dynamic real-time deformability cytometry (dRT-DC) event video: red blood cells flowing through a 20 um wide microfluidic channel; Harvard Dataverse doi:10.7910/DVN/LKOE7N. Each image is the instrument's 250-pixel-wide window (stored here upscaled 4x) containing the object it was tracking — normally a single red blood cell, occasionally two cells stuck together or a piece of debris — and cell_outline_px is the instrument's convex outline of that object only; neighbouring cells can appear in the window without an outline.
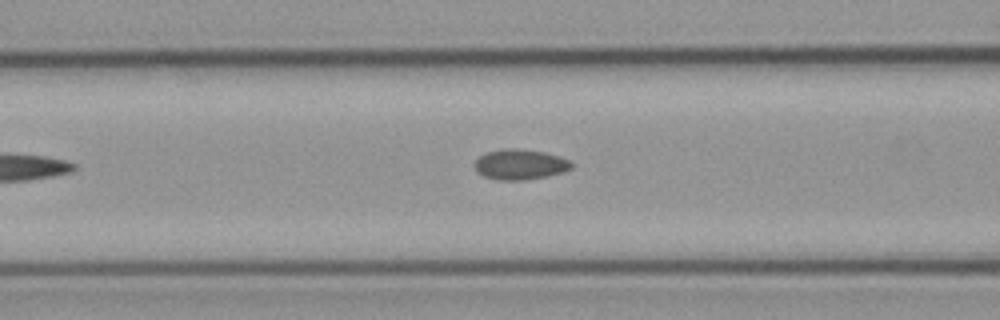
{"species": "common noctule bat (a hibernating species)", "species_latin": "Nyctalus noctula", "temperature_condition": "cold", "stored_images_in_passage": 5, "camera_frame_rate_fps": 3000, "um_per_image_px": 0.085, "animal": {"sex": "male", "body_mass_g": 23.1, "forearm_length_mm": 52.7}, "frame": {"image": 1, "passage_image": 4, "time_ms": 3.667, "image_size_px": [1000, 320], "cell_outline_px": [[572, 168], [564, 172], [524, 180], [500, 180], [484, 176], [476, 168], [476, 160], [480, 156], [488, 152], [508, 148], [516, 148], [544, 152], [560, 156], [568, 160], [572, 164]], "centroid_in_image_um": [44.24, 13.97], "position_along_channel_um": 122.4, "area_um2": 16.76}}
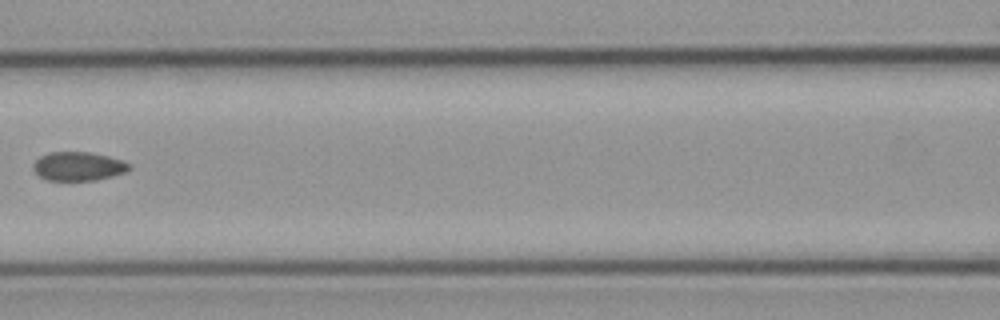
{"frame": {"image": 2, "passage_image": 5, "time_ms": 4.667, "image_size_px": [1000, 320], "cell_outline_px": [[132, 168], [124, 172], [96, 180], [48, 180], [40, 176], [32, 168], [32, 164], [40, 156], [48, 152], [92, 152], [108, 156], [120, 160], [128, 164]], "centroid_in_image_um": [6.62, 14.12], "position_along_channel_um": 160.0, "area_um2": 15.95}}